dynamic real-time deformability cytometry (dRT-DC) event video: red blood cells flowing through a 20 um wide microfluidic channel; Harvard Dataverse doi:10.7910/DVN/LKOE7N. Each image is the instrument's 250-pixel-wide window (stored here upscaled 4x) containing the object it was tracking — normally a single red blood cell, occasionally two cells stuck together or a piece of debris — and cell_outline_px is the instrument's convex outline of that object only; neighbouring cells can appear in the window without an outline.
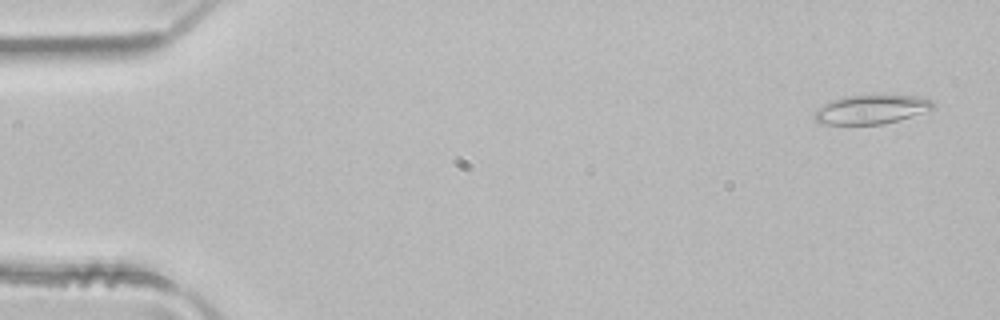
{"species": "common noctule bat (a hibernating species)", "species_latin": "Nyctalus noctula", "temperature_condition": "room temperature", "stored_images_in_passage": 4, "camera_frame_rate_fps": 3000, "um_per_image_px": 0.085, "animal": {"sex": "male", "body_mass_g": 21.5, "forearm_length_mm": 52.0}, "frame": {"image": 1, "passage_image": 1, "time_ms": 0.0, "image_size_px": [1000, 320], "cell_outline_px": [[936, 108], [884, 124], [820, 124], [812, 116], [812, 112], [816, 108], [832, 100], [848, 96], [916, 96], [932, 100], [936, 104]], "centroid_in_image_um": [74.02, 9.31], "position_along_channel_um": 11.0, "area_um2": 19.88}}